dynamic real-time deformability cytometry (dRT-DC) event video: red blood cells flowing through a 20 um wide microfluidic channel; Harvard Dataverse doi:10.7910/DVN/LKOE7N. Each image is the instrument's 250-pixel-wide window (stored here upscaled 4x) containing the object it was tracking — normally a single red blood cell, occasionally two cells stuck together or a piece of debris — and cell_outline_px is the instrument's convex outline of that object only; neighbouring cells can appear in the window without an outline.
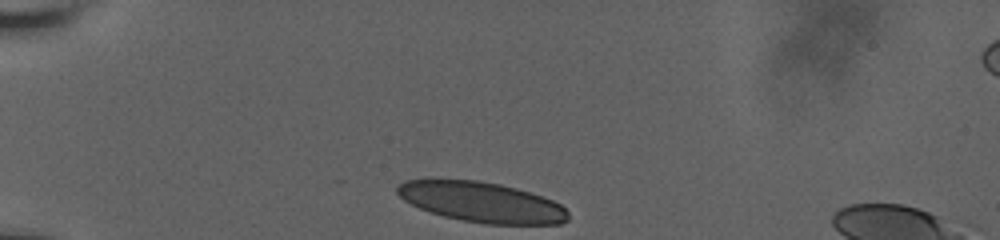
{"species": "human", "species_latin": "Homo sapiens", "temperature_condition": "room temperature", "stored_images_in_passage": 34, "camera_frame_rate_fps": 3000, "um_per_image_px": 0.085, "donor": {"sex": "male"}, "frame": {"image": 1, "passage_image": 1, "time_ms": 0.0, "image_size_px": [1000, 240], "cell_outline_px": [[568, 220], [560, 224], [484, 224], [460, 220], [444, 216], [420, 208], [404, 200], [396, 192], [396, 188], [404, 180], [476, 180], [500, 184], [516, 188], [552, 200], [560, 204], [568, 212]], "centroid_in_image_um": [40.95, 17.19], "position_along_channel_um": 44.0, "area_um2": 39.71}}
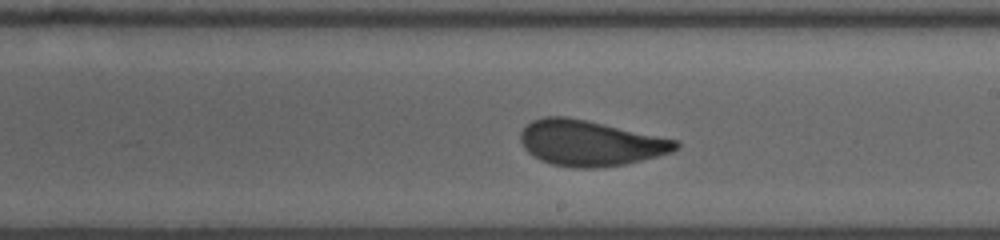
{"frame": {"image": 2, "passage_image": 20, "time_ms": 6.333, "image_size_px": [1000, 240], "cell_outline_px": [[680, 148], [672, 152], [624, 164], [596, 168], [572, 168], [552, 164], [540, 160], [532, 156], [524, 148], [520, 140], [520, 132], [532, 120], [544, 116], [564, 116], [604, 124], [680, 140]], "centroid_in_image_um": [50.16, 12.16], "position_along_channel_um": 238.8, "area_um2": 41.21}}
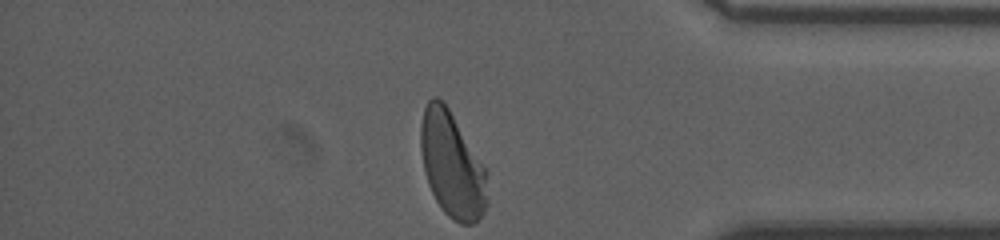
{"frame": {"image": 3, "passage_image": 34, "time_ms": 11.0, "image_size_px": [1000, 240], "cell_outline_px": [[488, 204], [484, 212], [472, 224], [460, 224], [452, 220], [444, 212], [436, 200], [428, 184], [424, 172], [420, 148], [420, 124], [424, 108], [428, 100], [432, 96], [436, 96], [448, 108], [488, 168]], "centroid_in_image_um": [38.45, 14.02], "position_along_channel_um": 396.7, "area_um2": 41.73}, "authors_computed_cell_mechanics": {"area_um2": 41.4715, "velocity_mm_per_s": 3.783, "shape_relaxation_time_tau1_ms": 5.5405, "shape_relaxation_time_tau2_ms": 0.789, "deformation_change_tau1": 0.161, "deformation_change_tau2": 0.0644}}